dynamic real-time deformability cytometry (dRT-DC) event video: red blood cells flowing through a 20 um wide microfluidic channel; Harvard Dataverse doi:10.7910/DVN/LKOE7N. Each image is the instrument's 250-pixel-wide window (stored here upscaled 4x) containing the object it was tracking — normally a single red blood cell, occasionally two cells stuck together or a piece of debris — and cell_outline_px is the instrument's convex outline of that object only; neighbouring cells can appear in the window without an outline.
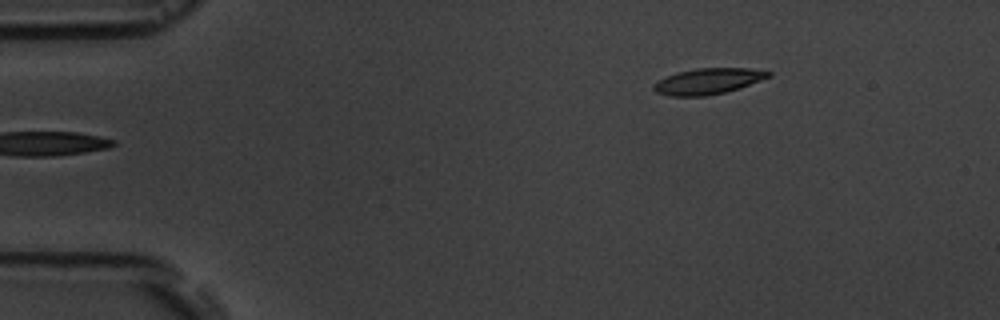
{"species": "common noctule bat (a hibernating species)", "species_latin": "Nyctalus noctula", "temperature_condition": "room temperature", "stored_images_in_passage": 2, "camera_frame_rate_fps": 3000, "um_per_image_px": 0.085, "animal": {"sex": "male", "body_mass_g": 19.5, "forearm_length_mm": 54.6}, "frame": {"image": 1, "passage_image": 2, "time_ms": 1.0, "image_size_px": [1000, 320], "cell_outline_px": [[772, 76], [740, 88], [724, 92], [704, 96], [668, 96], [656, 92], [652, 88], [652, 84], [676, 72], [696, 68], [748, 68], [772, 72]], "centroid_in_image_um": [60.18, 6.9], "position_along_channel_um": 24.8, "area_um2": 17.34}}